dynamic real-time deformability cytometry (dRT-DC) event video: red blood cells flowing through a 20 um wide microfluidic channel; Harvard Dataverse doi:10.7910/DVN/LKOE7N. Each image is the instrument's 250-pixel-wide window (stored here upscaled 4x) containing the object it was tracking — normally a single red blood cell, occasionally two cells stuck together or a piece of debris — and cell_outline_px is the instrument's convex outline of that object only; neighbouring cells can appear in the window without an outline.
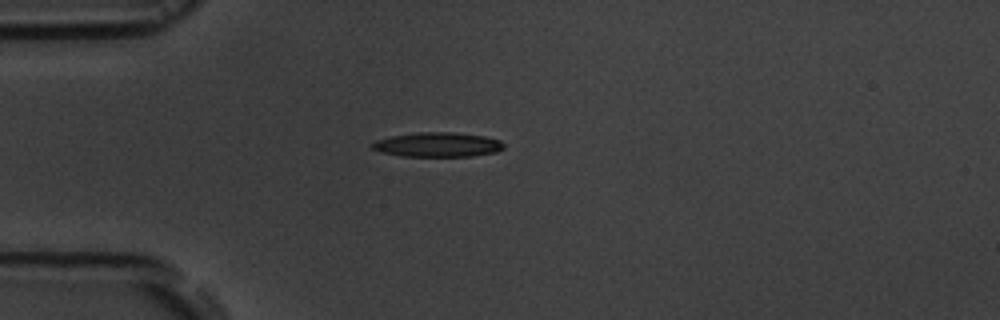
{"species": "common noctule bat (a hibernating species)", "species_latin": "Nyctalus noctula", "temperature_condition": "room temperature", "stored_images_in_passage": 3, "camera_frame_rate_fps": 3000, "um_per_image_px": 0.085, "animal": {"sex": "male", "body_mass_g": 19.5, "forearm_length_mm": 54.6}, "frame": {"image": 1, "passage_image": 3, "time_ms": 2.333, "image_size_px": [1000, 320], "cell_outline_px": [[504, 148], [496, 152], [472, 156], [400, 156], [380, 152], [372, 148], [372, 144], [376, 140], [392, 136], [416, 132], [452, 132], [484, 136], [500, 140], [504, 144]], "centroid_in_image_um": [37.2, 12.29], "position_along_channel_um": 47.8, "area_um2": 18.79}}